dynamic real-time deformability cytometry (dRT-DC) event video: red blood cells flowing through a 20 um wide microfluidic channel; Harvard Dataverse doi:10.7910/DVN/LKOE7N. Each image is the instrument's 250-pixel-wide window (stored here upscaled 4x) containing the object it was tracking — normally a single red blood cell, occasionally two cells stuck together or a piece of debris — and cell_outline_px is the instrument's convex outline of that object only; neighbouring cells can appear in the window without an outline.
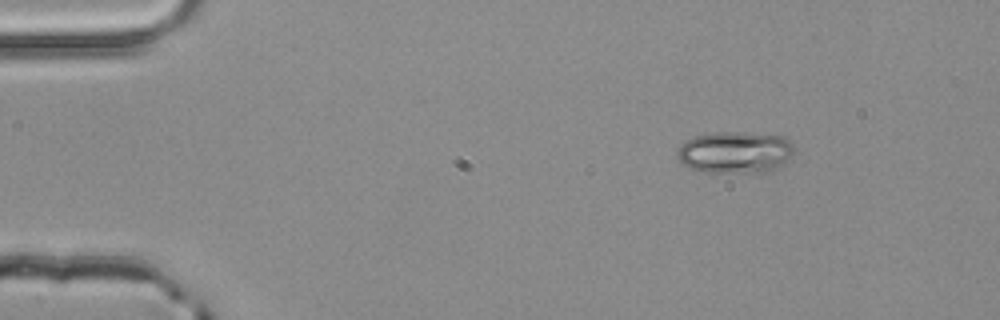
{"species": "common noctule bat (a hibernating species)", "species_latin": "Nyctalus noctula", "temperature_condition": "room temperature", "stored_images_in_passage": 13, "camera_frame_rate_fps": 3000, "um_per_image_px": 0.085, "animal": {"sex": "male", "body_mass_g": 20.4}, "frame": {"image": 1, "passage_image": 1, "time_ms": 0.0, "image_size_px": [1000, 320], "cell_outline_px": [[796, 148], [792, 156], [780, 168], [768, 172], [704, 172], [692, 168], [684, 164], [676, 156], [676, 148], [680, 144], [692, 136], [716, 132], [744, 132], [784, 136]], "centroid_in_image_um": [62.51, 12.94], "position_along_channel_um": 22.5, "area_um2": 28.96}}
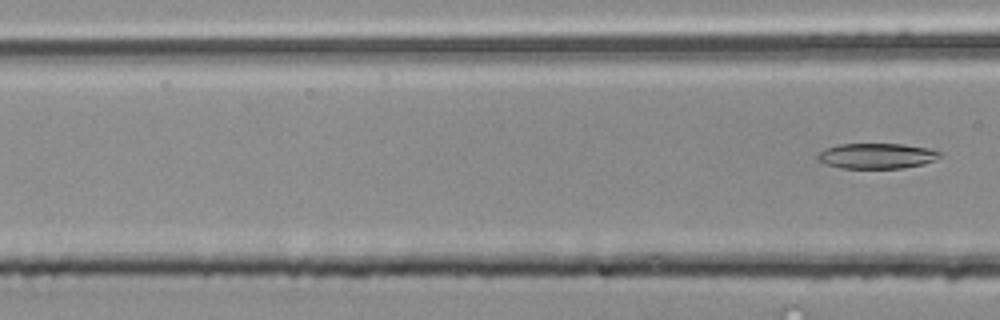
{"frame": {"image": 2, "passage_image": 13, "time_ms": 4.0, "image_size_px": [1000, 320], "cell_outline_px": [[940, 156], [924, 164], [904, 168], [840, 168], [824, 164], [816, 160], [816, 156], [820, 152], [828, 148], [840, 144], [904, 144], [928, 148], [940, 152]], "centroid_in_image_um": [74.48, 13.26], "position_along_channel_um": 92.1, "area_um2": 18.03}}